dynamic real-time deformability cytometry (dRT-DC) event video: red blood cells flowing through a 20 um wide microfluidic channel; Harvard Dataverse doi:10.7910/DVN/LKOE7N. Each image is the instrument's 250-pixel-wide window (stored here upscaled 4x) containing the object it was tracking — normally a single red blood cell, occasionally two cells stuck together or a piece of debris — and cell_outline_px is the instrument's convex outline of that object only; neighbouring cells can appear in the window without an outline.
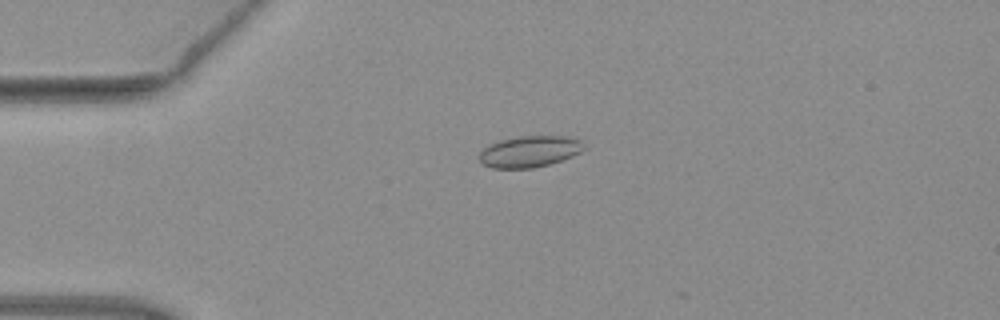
{"species": "common noctule bat (a hibernating species)", "species_latin": "Nyctalus noctula", "temperature_condition": "warm", "stored_images_in_passage": 4, "camera_frame_rate_fps": 3000, "um_per_image_px": 0.085, "animal": {"sex": "female", "body_mass_g": 19.3, "forearm_length_mm": 54.1}, "frame": {"image": 1, "passage_image": 3, "time_ms": 0.667, "image_size_px": [1000, 320], "cell_outline_px": [[584, 148], [580, 152], [572, 156], [548, 164], [532, 168], [492, 168], [480, 164], [480, 152], [488, 144], [500, 140], [520, 136], [568, 136], [580, 140]], "centroid_in_image_um": [44.97, 12.88], "position_along_channel_um": 40.0, "area_um2": 19.02}}